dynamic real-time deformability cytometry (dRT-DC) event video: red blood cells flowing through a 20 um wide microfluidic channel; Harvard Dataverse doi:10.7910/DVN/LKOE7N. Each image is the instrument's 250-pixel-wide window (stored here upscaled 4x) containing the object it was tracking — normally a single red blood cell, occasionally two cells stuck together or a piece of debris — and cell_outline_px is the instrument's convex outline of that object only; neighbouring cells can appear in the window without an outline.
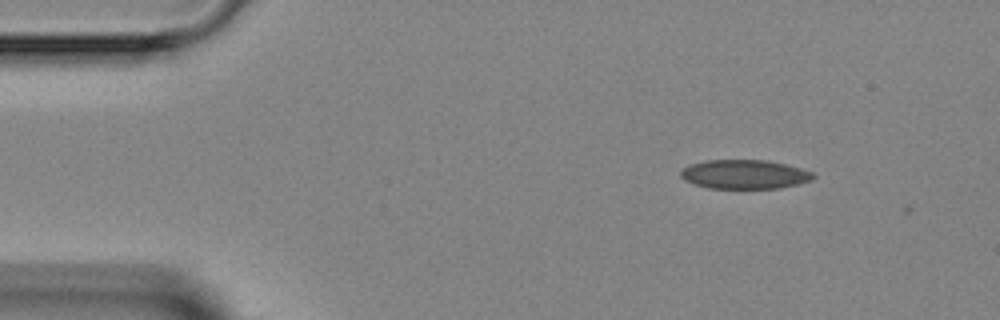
{"species": "Egyptian fruit bat (a non-hibernating species)", "species_latin": "Rousettus aegyptiacus", "temperature_condition": "room temperature", "stored_images_in_passage": 3, "camera_frame_rate_fps": 3000, "um_per_image_px": 0.085, "animal": {"sex": "female"}, "frame": {"image": 1, "passage_image": 1, "time_ms": 0.0, "image_size_px": [1000, 320], "cell_outline_px": [[816, 176], [812, 180], [780, 188], [708, 188], [684, 180], [680, 176], [680, 172], [688, 164], [708, 160], [768, 160], [800, 168], [812, 172]], "centroid_in_image_um": [63.27, 14.81], "position_along_channel_um": 21.7, "area_um2": 22.37}}
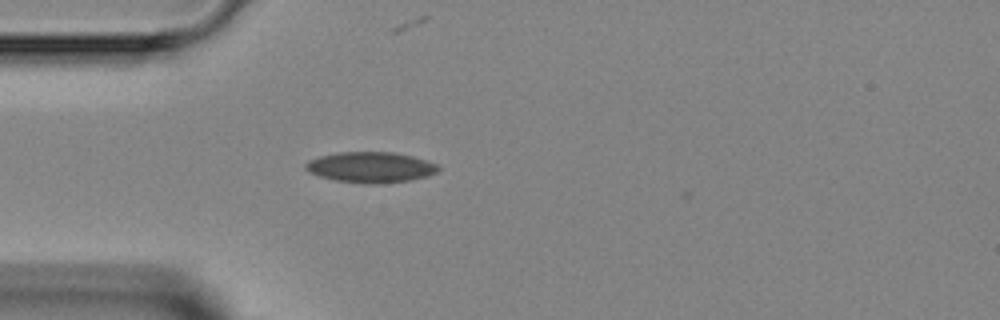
{"frame": {"image": 2, "passage_image": 3, "time_ms": 2.333, "image_size_px": [1000, 320], "cell_outline_px": [[440, 168], [436, 172], [428, 176], [408, 180], [376, 184], [364, 184], [336, 180], [320, 176], [308, 172], [304, 168], [304, 164], [308, 160], [320, 156], [340, 152], [396, 152], [412, 156], [436, 164]], "centroid_in_image_um": [31.47, 14.21], "position_along_channel_um": 53.5, "area_um2": 23.64}}